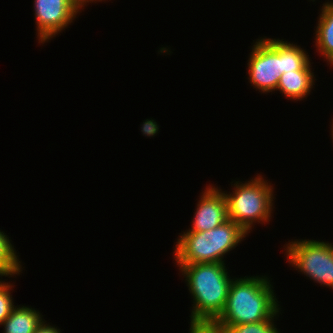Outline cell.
Masks as SVG:
<instances>
[{
	"label": "cell",
	"mask_w": 333,
	"mask_h": 333,
	"mask_svg": "<svg viewBox=\"0 0 333 333\" xmlns=\"http://www.w3.org/2000/svg\"><path fill=\"white\" fill-rule=\"evenodd\" d=\"M3 276H5V275L0 271V277H1V279H0V283L3 281V280H2V279H3V278H2Z\"/></svg>",
	"instance_id": "21"
},
{
	"label": "cell",
	"mask_w": 333,
	"mask_h": 333,
	"mask_svg": "<svg viewBox=\"0 0 333 333\" xmlns=\"http://www.w3.org/2000/svg\"><path fill=\"white\" fill-rule=\"evenodd\" d=\"M314 70H296L285 72L279 78L276 91H280L287 99L302 101L310 95L315 85Z\"/></svg>",
	"instance_id": "9"
},
{
	"label": "cell",
	"mask_w": 333,
	"mask_h": 333,
	"mask_svg": "<svg viewBox=\"0 0 333 333\" xmlns=\"http://www.w3.org/2000/svg\"><path fill=\"white\" fill-rule=\"evenodd\" d=\"M159 125L154 119H146L141 125V132L144 136L154 137L158 134Z\"/></svg>",
	"instance_id": "17"
},
{
	"label": "cell",
	"mask_w": 333,
	"mask_h": 333,
	"mask_svg": "<svg viewBox=\"0 0 333 333\" xmlns=\"http://www.w3.org/2000/svg\"><path fill=\"white\" fill-rule=\"evenodd\" d=\"M285 245L283 248L289 265L314 283L333 290V243L313 239H292Z\"/></svg>",
	"instance_id": "5"
},
{
	"label": "cell",
	"mask_w": 333,
	"mask_h": 333,
	"mask_svg": "<svg viewBox=\"0 0 333 333\" xmlns=\"http://www.w3.org/2000/svg\"><path fill=\"white\" fill-rule=\"evenodd\" d=\"M268 277H233L225 309L216 321L221 325H239L271 319L281 306Z\"/></svg>",
	"instance_id": "1"
},
{
	"label": "cell",
	"mask_w": 333,
	"mask_h": 333,
	"mask_svg": "<svg viewBox=\"0 0 333 333\" xmlns=\"http://www.w3.org/2000/svg\"><path fill=\"white\" fill-rule=\"evenodd\" d=\"M43 315L31 306L17 305L1 324L3 333H34L44 321Z\"/></svg>",
	"instance_id": "11"
},
{
	"label": "cell",
	"mask_w": 333,
	"mask_h": 333,
	"mask_svg": "<svg viewBox=\"0 0 333 333\" xmlns=\"http://www.w3.org/2000/svg\"><path fill=\"white\" fill-rule=\"evenodd\" d=\"M257 173L248 181H234L232 192L222 191L227 203L228 219L234 221L247 234L253 226L271 221L274 213V186Z\"/></svg>",
	"instance_id": "4"
},
{
	"label": "cell",
	"mask_w": 333,
	"mask_h": 333,
	"mask_svg": "<svg viewBox=\"0 0 333 333\" xmlns=\"http://www.w3.org/2000/svg\"><path fill=\"white\" fill-rule=\"evenodd\" d=\"M193 298L190 320H216L225 309L233 278L225 263L177 264Z\"/></svg>",
	"instance_id": "2"
},
{
	"label": "cell",
	"mask_w": 333,
	"mask_h": 333,
	"mask_svg": "<svg viewBox=\"0 0 333 333\" xmlns=\"http://www.w3.org/2000/svg\"><path fill=\"white\" fill-rule=\"evenodd\" d=\"M250 49L248 81L261 94L276 91L280 74V38L260 37Z\"/></svg>",
	"instance_id": "6"
},
{
	"label": "cell",
	"mask_w": 333,
	"mask_h": 333,
	"mask_svg": "<svg viewBox=\"0 0 333 333\" xmlns=\"http://www.w3.org/2000/svg\"><path fill=\"white\" fill-rule=\"evenodd\" d=\"M315 30L316 51L329 67L333 65V4L323 3Z\"/></svg>",
	"instance_id": "10"
},
{
	"label": "cell",
	"mask_w": 333,
	"mask_h": 333,
	"mask_svg": "<svg viewBox=\"0 0 333 333\" xmlns=\"http://www.w3.org/2000/svg\"><path fill=\"white\" fill-rule=\"evenodd\" d=\"M82 10L87 6L89 3H96L106 0H73ZM88 3V4H87Z\"/></svg>",
	"instance_id": "19"
},
{
	"label": "cell",
	"mask_w": 333,
	"mask_h": 333,
	"mask_svg": "<svg viewBox=\"0 0 333 333\" xmlns=\"http://www.w3.org/2000/svg\"><path fill=\"white\" fill-rule=\"evenodd\" d=\"M200 194L192 225L185 232L211 230L228 220L227 203L222 189L209 184Z\"/></svg>",
	"instance_id": "8"
},
{
	"label": "cell",
	"mask_w": 333,
	"mask_h": 333,
	"mask_svg": "<svg viewBox=\"0 0 333 333\" xmlns=\"http://www.w3.org/2000/svg\"><path fill=\"white\" fill-rule=\"evenodd\" d=\"M248 235L230 219L211 230L183 231L173 247V259L175 264L225 263L224 256Z\"/></svg>",
	"instance_id": "3"
},
{
	"label": "cell",
	"mask_w": 333,
	"mask_h": 333,
	"mask_svg": "<svg viewBox=\"0 0 333 333\" xmlns=\"http://www.w3.org/2000/svg\"><path fill=\"white\" fill-rule=\"evenodd\" d=\"M325 3H330V4H333V1H332V0H331V1H329V0H328L327 2L325 1Z\"/></svg>",
	"instance_id": "22"
},
{
	"label": "cell",
	"mask_w": 333,
	"mask_h": 333,
	"mask_svg": "<svg viewBox=\"0 0 333 333\" xmlns=\"http://www.w3.org/2000/svg\"><path fill=\"white\" fill-rule=\"evenodd\" d=\"M310 58L306 49H302L297 43L280 40V74L296 70H312Z\"/></svg>",
	"instance_id": "12"
},
{
	"label": "cell",
	"mask_w": 333,
	"mask_h": 333,
	"mask_svg": "<svg viewBox=\"0 0 333 333\" xmlns=\"http://www.w3.org/2000/svg\"><path fill=\"white\" fill-rule=\"evenodd\" d=\"M188 333H227L216 320H190Z\"/></svg>",
	"instance_id": "16"
},
{
	"label": "cell",
	"mask_w": 333,
	"mask_h": 333,
	"mask_svg": "<svg viewBox=\"0 0 333 333\" xmlns=\"http://www.w3.org/2000/svg\"><path fill=\"white\" fill-rule=\"evenodd\" d=\"M34 15L38 43L45 44L65 30L80 12L73 0H34Z\"/></svg>",
	"instance_id": "7"
},
{
	"label": "cell",
	"mask_w": 333,
	"mask_h": 333,
	"mask_svg": "<svg viewBox=\"0 0 333 333\" xmlns=\"http://www.w3.org/2000/svg\"><path fill=\"white\" fill-rule=\"evenodd\" d=\"M10 237L0 230V271L5 277L19 276L24 267ZM23 267V268H22Z\"/></svg>",
	"instance_id": "13"
},
{
	"label": "cell",
	"mask_w": 333,
	"mask_h": 333,
	"mask_svg": "<svg viewBox=\"0 0 333 333\" xmlns=\"http://www.w3.org/2000/svg\"><path fill=\"white\" fill-rule=\"evenodd\" d=\"M281 309L269 320L260 321L256 323H245L239 325H222L227 333H280L278 328H276V322H274L279 313L281 314Z\"/></svg>",
	"instance_id": "14"
},
{
	"label": "cell",
	"mask_w": 333,
	"mask_h": 333,
	"mask_svg": "<svg viewBox=\"0 0 333 333\" xmlns=\"http://www.w3.org/2000/svg\"><path fill=\"white\" fill-rule=\"evenodd\" d=\"M330 130H331V139L333 140V119H332V124H331V128H330ZM333 142V141H332Z\"/></svg>",
	"instance_id": "20"
},
{
	"label": "cell",
	"mask_w": 333,
	"mask_h": 333,
	"mask_svg": "<svg viewBox=\"0 0 333 333\" xmlns=\"http://www.w3.org/2000/svg\"><path fill=\"white\" fill-rule=\"evenodd\" d=\"M34 333H62L61 330L57 327H55V325L52 326V324L50 325V323L46 320H44L41 325L35 330Z\"/></svg>",
	"instance_id": "18"
},
{
	"label": "cell",
	"mask_w": 333,
	"mask_h": 333,
	"mask_svg": "<svg viewBox=\"0 0 333 333\" xmlns=\"http://www.w3.org/2000/svg\"><path fill=\"white\" fill-rule=\"evenodd\" d=\"M14 286L11 282H5V279L0 283V326L15 307L11 294Z\"/></svg>",
	"instance_id": "15"
}]
</instances>
